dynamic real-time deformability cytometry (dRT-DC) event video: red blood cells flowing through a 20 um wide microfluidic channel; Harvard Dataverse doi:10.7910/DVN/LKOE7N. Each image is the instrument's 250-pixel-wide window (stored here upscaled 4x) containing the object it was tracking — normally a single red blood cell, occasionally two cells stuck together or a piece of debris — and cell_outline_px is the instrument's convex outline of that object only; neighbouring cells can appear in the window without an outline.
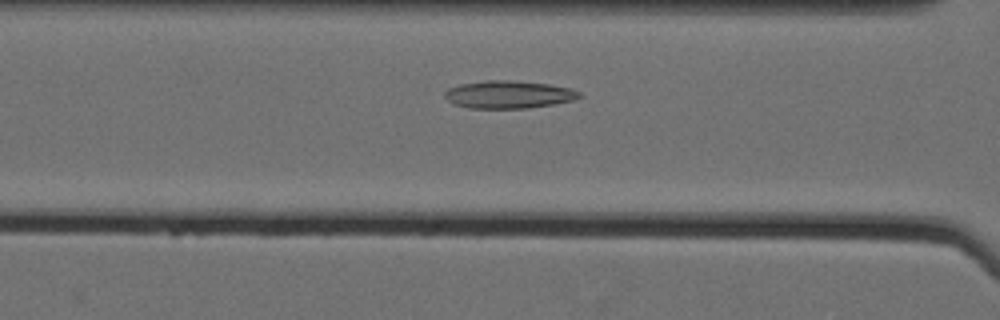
{"species": "Egyptian fruit bat (a non-hibernating species)", "species_latin": "Rousettus aegyptiacus", "temperature_condition": "cold", "stored_images_in_passage": 40, "camera_frame_rate_fps": 3000, "um_per_image_px": 0.085, "animal": {"sex": "female"}, "frame": {"image": 1, "passage_image": 13, "time_ms": 4.0, "image_size_px": [1000, 320], "cell_outline_px": [[584, 96], [572, 100], [552, 104], [528, 108], [468, 108], [456, 104], [448, 100], [444, 96], [444, 92], [448, 88], [460, 84], [484, 80], [508, 80], [548, 84], [572, 88], [580, 92]], "centroid_in_image_um": [43.24, 8.03], "position_along_channel_um": 123.4, "area_um2": 21.68}}
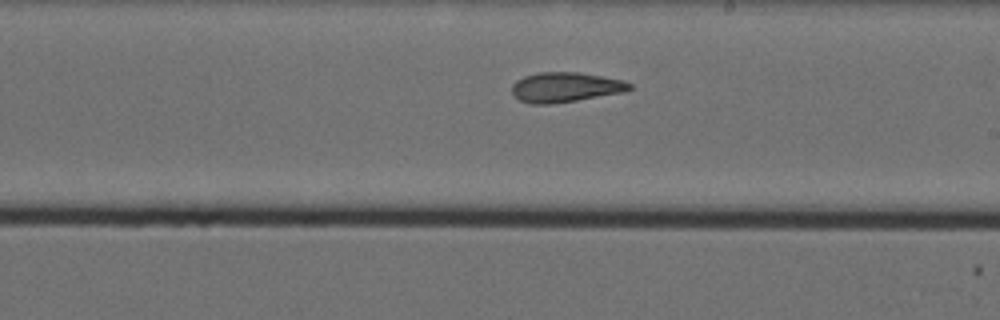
{"frame": {"image": 2, "passage_image": 23, "time_ms": 7.333, "image_size_px": [1000, 320], "cell_outline_px": [[632, 88], [624, 92], [552, 104], [532, 104], [520, 100], [512, 96], [512, 84], [516, 80], [524, 76], [540, 72], [580, 72], [624, 80], [632, 84]], "centroid_in_image_um": [48.04, 7.41], "position_along_channel_um": 241.0, "area_um2": 20.58}}
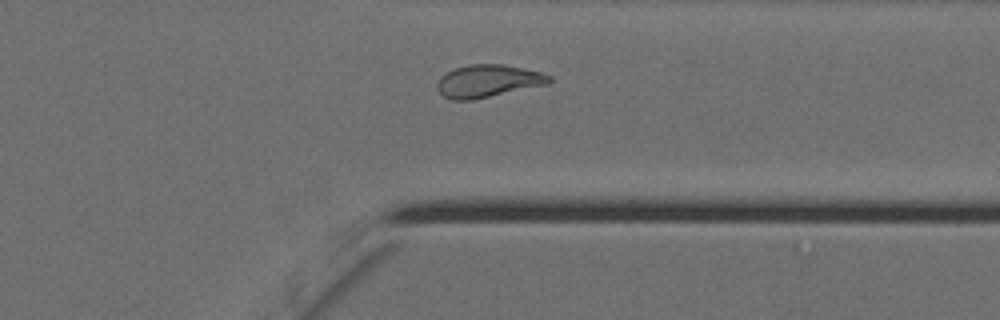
{"frame": {"image": 3, "passage_image": 34, "time_ms": 11.0, "image_size_px": [1000, 320], "cell_outline_px": [[552, 80], [548, 84], [472, 100], [452, 100], [444, 96], [436, 88], [436, 84], [440, 76], [456, 68], [472, 64], [500, 64], [540, 72], [552, 76]], "centroid_in_image_um": [41.46, 6.89], "position_along_channel_um": 369.9, "area_um2": 21.04}, "authors_computed_cell_mechanics": {"area_um2": 21.0681, "velocity_mm_per_s": 3.5284, "shape_relaxation_time_tau1_ms": null, "shape_relaxation_time_tau2_ms": 2.3765, "deformation_change_tau1": null, "deformation_change_tau2": 0.1025}}